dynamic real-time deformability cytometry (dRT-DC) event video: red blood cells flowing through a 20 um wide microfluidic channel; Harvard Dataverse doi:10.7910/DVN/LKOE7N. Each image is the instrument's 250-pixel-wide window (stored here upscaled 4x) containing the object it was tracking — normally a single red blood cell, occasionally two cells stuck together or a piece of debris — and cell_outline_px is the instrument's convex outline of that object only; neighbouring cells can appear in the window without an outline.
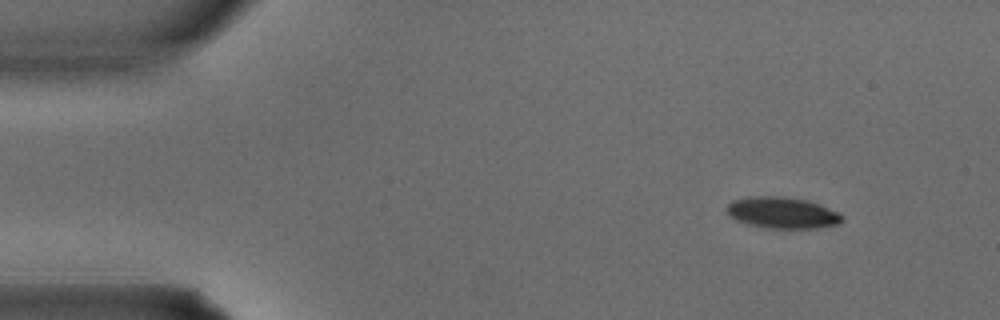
{"species": "common noctule bat (a hibernating species)", "species_latin": "Nyctalus noctula", "temperature_condition": "warm", "stored_images_in_passage": 3, "camera_frame_rate_fps": 3000, "um_per_image_px": 0.085, "animal": {"sex": "male", "body_mass_g": 15.6}, "frame": {"image": 1, "passage_image": 1, "time_ms": 0.0, "image_size_px": [1000, 320], "cell_outline_px": [[844, 216], [840, 224], [816, 228], [768, 228], [748, 224], [736, 220], [728, 212], [728, 204], [732, 200], [748, 196], [780, 196], [804, 200], [828, 208]], "centroid_in_image_um": [66.48, 18.09], "position_along_channel_um": 18.5, "area_um2": 20.75}}
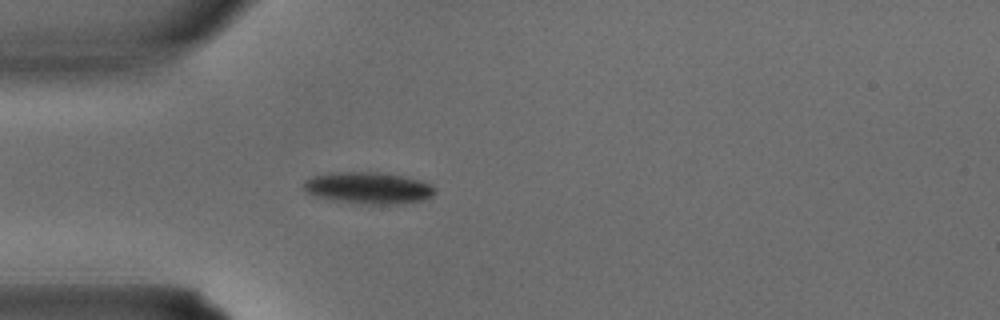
{"frame": {"image": 2, "passage_image": 3, "time_ms": 0.667, "image_size_px": [1000, 320], "cell_outline_px": [[436, 192], [432, 196], [424, 200], [396, 204], [364, 204], [320, 196], [308, 192], [304, 188], [304, 180], [312, 176], [328, 172], [380, 172], [404, 176], [420, 180], [432, 184], [436, 188]], "centroid_in_image_um": [31.39, 15.95], "position_along_channel_um": 53.6, "area_um2": 24.04}}